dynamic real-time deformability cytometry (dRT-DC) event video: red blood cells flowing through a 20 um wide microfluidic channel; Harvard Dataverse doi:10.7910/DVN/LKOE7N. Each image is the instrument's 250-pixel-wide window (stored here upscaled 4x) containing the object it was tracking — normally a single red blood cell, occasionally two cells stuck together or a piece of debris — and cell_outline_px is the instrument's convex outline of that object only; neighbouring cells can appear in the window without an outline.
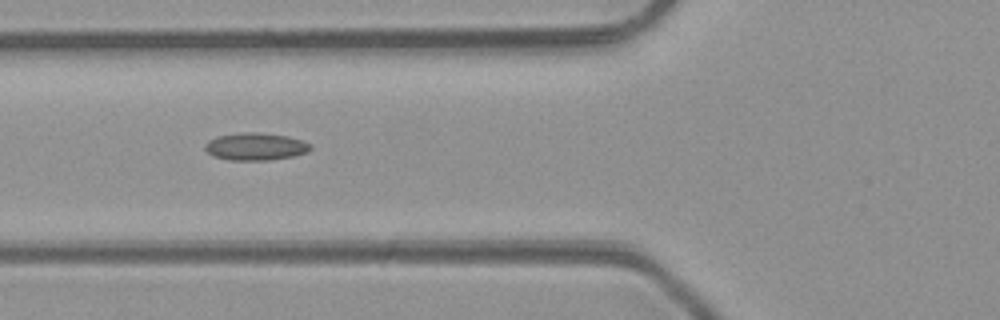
{"species": "common noctule bat (a hibernating species)", "species_latin": "Nyctalus noctula", "temperature_condition": "room temperature", "stored_images_in_passage": 2, "camera_frame_rate_fps": 3000, "um_per_image_px": 0.085, "animal": {"sex": "male", "body_mass_g": 23.1, "forearm_length_mm": 52.7}, "frame": {"image": 1, "passage_image": 2, "time_ms": 1.0, "image_size_px": [1000, 320], "cell_outline_px": [[312, 148], [308, 152], [292, 156], [272, 160], [228, 160], [212, 156], [204, 148], [204, 144], [208, 140], [216, 136], [244, 132], [256, 132], [288, 136], [304, 140], [312, 144]], "centroid_in_image_um": [21.73, 12.45], "position_along_channel_um": 104.1, "area_um2": 17.11}}